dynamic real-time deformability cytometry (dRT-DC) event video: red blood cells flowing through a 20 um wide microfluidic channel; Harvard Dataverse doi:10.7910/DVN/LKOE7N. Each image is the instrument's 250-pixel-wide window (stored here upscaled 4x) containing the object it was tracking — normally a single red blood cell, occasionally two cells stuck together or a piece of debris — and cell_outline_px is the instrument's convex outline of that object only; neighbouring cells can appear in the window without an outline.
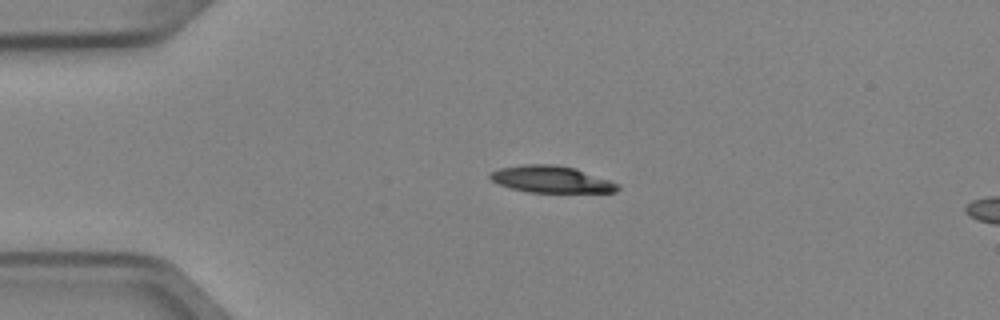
{"species": "Egyptian fruit bat (a non-hibernating species)", "species_latin": "Rousettus aegyptiacus", "temperature_condition": "cold", "stored_images_in_passage": 4, "camera_frame_rate_fps": 3000, "um_per_image_px": 0.085, "animal": {"sex": "female"}, "frame": {"image": 1, "passage_image": 3, "time_ms": 0.667, "image_size_px": [1000, 320], "cell_outline_px": [[620, 188], [616, 192], [528, 192], [512, 188], [500, 184], [492, 180], [488, 176], [492, 172], [500, 168], [524, 164], [556, 164], [576, 168], [620, 184]], "centroid_in_image_um": [46.89, 15.23], "position_along_channel_um": 38.1, "area_um2": 19.83}}